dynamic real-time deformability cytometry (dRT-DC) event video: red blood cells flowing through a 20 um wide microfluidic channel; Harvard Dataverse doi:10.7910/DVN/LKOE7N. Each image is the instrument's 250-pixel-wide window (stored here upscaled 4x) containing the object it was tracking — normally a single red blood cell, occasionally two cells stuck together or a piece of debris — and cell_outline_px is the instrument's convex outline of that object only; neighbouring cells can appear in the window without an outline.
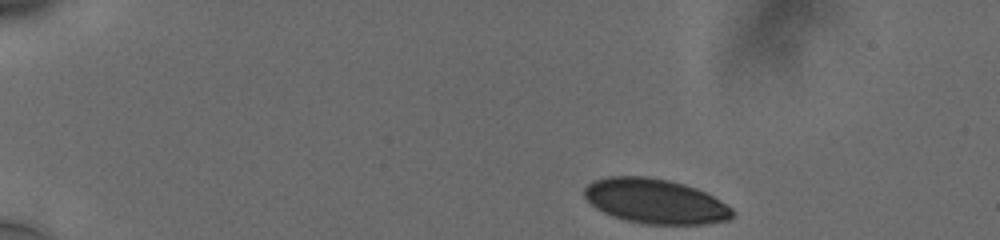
{"species": "human", "species_latin": "Homo sapiens", "temperature_condition": "cold", "stored_images_in_passage": 24, "camera_frame_rate_fps": 3000, "um_per_image_px": 0.085, "donor": {"sex": "male"}, "frame": {"image": 1, "passage_image": 1, "time_ms": 0.0, "image_size_px": [1000, 240], "cell_outline_px": [[736, 212], [728, 220], [708, 224], [640, 224], [624, 220], [612, 216], [596, 208], [584, 196], [584, 188], [592, 180], [608, 176], [648, 176], [668, 180], [684, 184], [696, 188], [720, 200], [732, 208]], "centroid_in_image_um": [55.69, 17.1], "position_along_channel_um": 29.3, "area_um2": 38.84}}
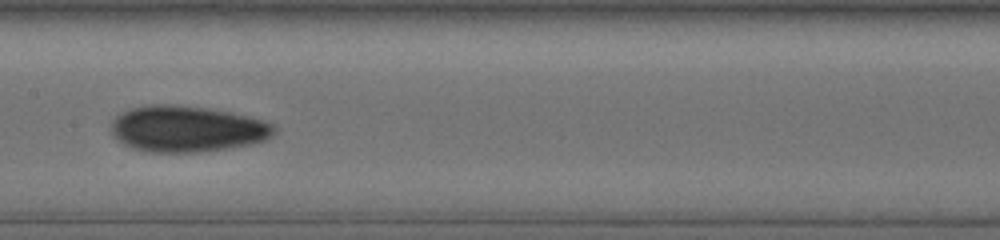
{"frame": {"image": 2, "passage_image": 19, "time_ms": 7.0, "image_size_px": [1000, 240], "cell_outline_px": [[276, 132], [272, 136], [264, 140], [252, 144], [232, 148], [200, 152], [152, 152], [132, 148], [116, 140], [112, 136], [112, 120], [120, 112], [128, 108], [148, 104], [176, 104], [208, 108], [248, 116], [264, 120], [276, 124]], "centroid_in_image_um": [15.9, 10.95], "position_along_channel_um": 191.5, "area_um2": 44.45}}
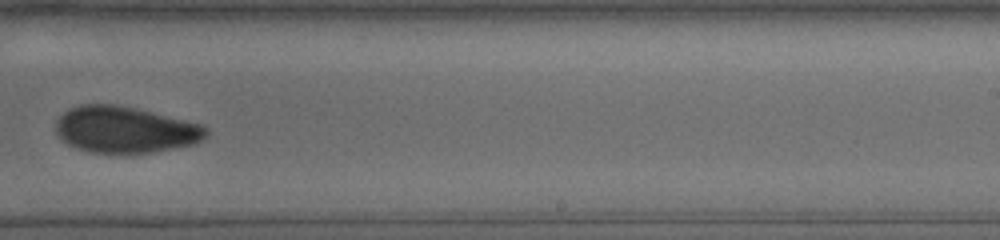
{"frame": {"image": 3, "passage_image": 24, "time_ms": 9.333, "image_size_px": [1000, 240], "cell_outline_px": [[208, 136], [204, 140], [196, 144], [152, 152], [128, 156], [88, 152], [76, 148], [60, 140], [56, 132], [56, 120], [68, 108], [80, 104], [116, 104], [136, 108], [204, 124], [208, 128]], "centroid_in_image_um": [10.65, 11.05], "position_along_channel_um": 278.3, "area_um2": 41.96}}